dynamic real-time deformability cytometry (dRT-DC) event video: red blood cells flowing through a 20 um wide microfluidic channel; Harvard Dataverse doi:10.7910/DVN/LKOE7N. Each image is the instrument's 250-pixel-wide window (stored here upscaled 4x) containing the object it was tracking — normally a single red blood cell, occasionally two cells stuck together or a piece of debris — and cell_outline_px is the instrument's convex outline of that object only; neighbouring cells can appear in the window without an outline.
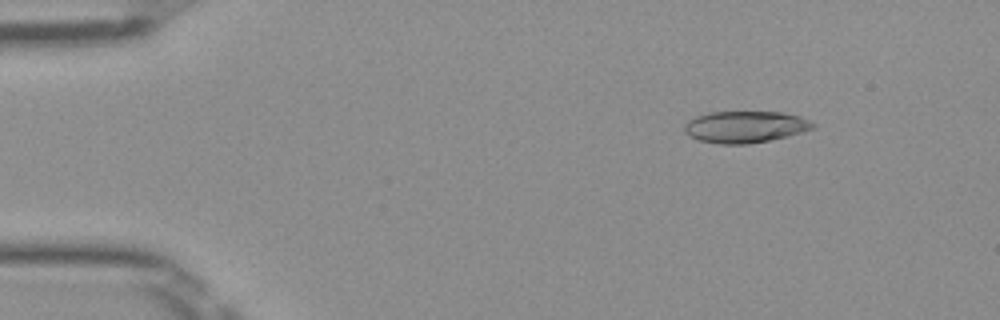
{"species": "Egyptian fruit bat (a non-hibernating species)", "species_latin": "Rousettus aegyptiacus", "temperature_condition": "room temperature", "stored_images_in_passage": 51, "camera_frame_rate_fps": 3000, "um_per_image_px": 0.085, "frame": {"image": 1, "passage_image": 7, "time_ms": 2.0, "image_size_px": [1000, 320], "cell_outline_px": [[816, 128], [788, 136], [748, 144], [720, 144], [696, 140], [688, 136], [684, 132], [684, 124], [688, 120], [696, 116], [708, 112], [784, 112], [800, 116], [816, 124]], "centroid_in_image_um": [63.32, 10.78], "position_along_channel_um": 21.7, "area_um2": 23.99}}
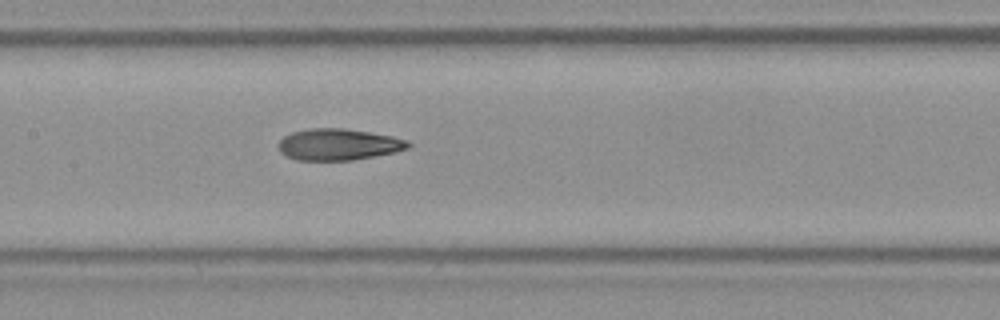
{"frame": {"image": 2, "passage_image": 25, "time_ms": 8.0, "image_size_px": [1000, 320], "cell_outline_px": [[412, 148], [396, 152], [352, 160], [296, 160], [280, 152], [280, 140], [284, 136], [292, 132], [308, 128], [344, 128], [392, 136], [408, 140], [412, 144]], "centroid_in_image_um": [28.82, 12.28], "position_along_channel_um": 178.6, "area_um2": 23.81}}
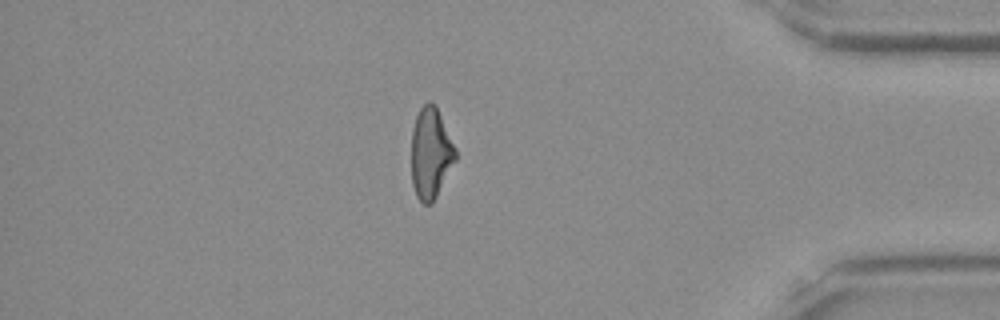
{"frame": {"image": 3, "passage_image": 44, "time_ms": 14.333, "image_size_px": [1000, 320], "cell_outline_px": [[456, 160], [432, 204], [424, 204], [416, 196], [412, 184], [412, 128], [416, 116], [420, 108], [428, 100], [432, 100], [436, 104], [456, 148]], "centroid_in_image_um": [36.62, 12.99], "position_along_channel_um": 398.6, "area_um2": 23.58}, "authors_computed_cell_mechanics": {"area_um2": 24.1026, "velocity_mm_per_s": 4.0134, "shape_relaxation_time_tau1_ms": 6.2803, "shape_relaxation_time_tau2_ms": 2.154, "deformation_change_tau1": 0.1853, "deformation_change_tau2": 0.1074}}